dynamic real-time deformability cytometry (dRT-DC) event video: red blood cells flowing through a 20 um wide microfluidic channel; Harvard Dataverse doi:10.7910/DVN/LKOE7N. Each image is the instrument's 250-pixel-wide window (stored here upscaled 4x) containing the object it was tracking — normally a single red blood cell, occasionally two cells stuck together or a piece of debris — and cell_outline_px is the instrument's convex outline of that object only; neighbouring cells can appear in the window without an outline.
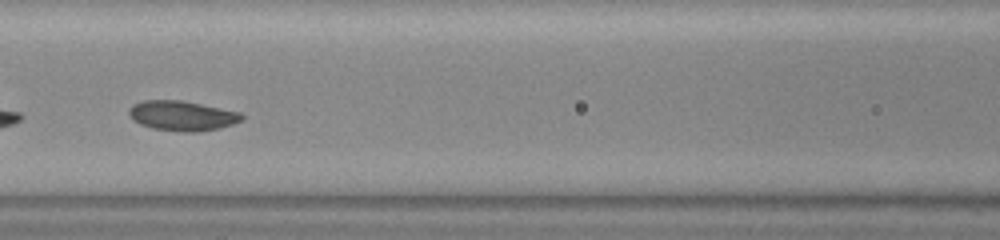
{"species": "common noctule bat (a hibernating species)", "species_latin": "Nyctalus noctula", "temperature_condition": "warm", "stored_images_in_passage": 49, "camera_frame_rate_fps": 3000, "um_per_image_px": 0.085, "animal": {"sex": "female", "body_mass_g": 23.0, "forearm_length_mm": 53.4}, "frame": {"image": 1, "passage_image": 19, "time_ms": 6.0, "image_size_px": [1000, 240], "cell_outline_px": [[244, 116], [240, 120], [232, 124], [216, 128], [196, 132], [184, 132], [152, 128], [140, 124], [128, 112], [132, 104], [144, 100], [180, 100], [240, 112]], "centroid_in_image_um": [15.46, 9.83], "position_along_channel_um": 151.1, "area_um2": 19.25}}
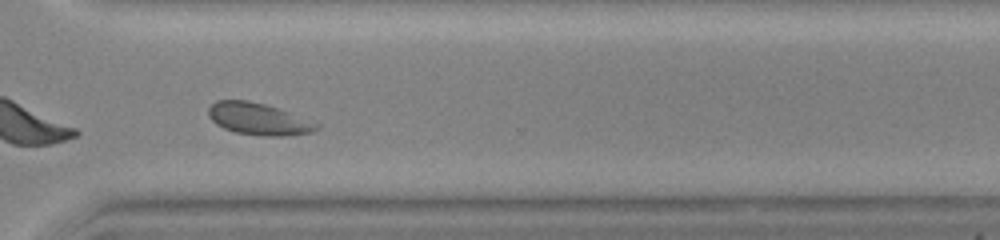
{"frame": {"image": 2, "passage_image": 35, "time_ms": 11.333, "image_size_px": [1000, 240], "cell_outline_px": [[320, 128], [312, 132], [284, 136], [264, 136], [236, 132], [224, 128], [216, 124], [208, 116], [208, 108], [216, 100], [248, 100], [264, 104], [276, 108], [320, 124]], "centroid_in_image_um": [21.95, 10.11], "position_along_channel_um": 348.7, "area_um2": 19.88}}
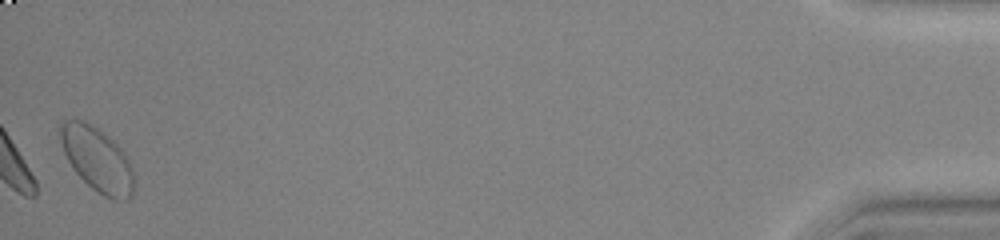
{"frame": {"image": 3, "passage_image": 49, "time_ms": 16.0, "image_size_px": [1000, 240], "cell_outline_px": [[132, 196], [120, 200], [112, 200], [104, 196], [92, 188], [76, 172], [68, 160], [64, 152], [60, 140], [60, 128], [64, 120], [84, 120], [108, 136], [124, 152], [132, 168]], "centroid_in_image_um": [8.25, 13.55], "position_along_channel_um": 427.0, "area_um2": 26.93}, "authors_computed_cell_mechanics": {"area_um2": 19.7676, "velocity_mm_per_s": 3.7087, "shape_relaxation_time_tau1_ms": 1.4472, "shape_relaxation_time_tau2_ms": null, "deformation_change_tau1": 0.0564, "deformation_change_tau2": null}}